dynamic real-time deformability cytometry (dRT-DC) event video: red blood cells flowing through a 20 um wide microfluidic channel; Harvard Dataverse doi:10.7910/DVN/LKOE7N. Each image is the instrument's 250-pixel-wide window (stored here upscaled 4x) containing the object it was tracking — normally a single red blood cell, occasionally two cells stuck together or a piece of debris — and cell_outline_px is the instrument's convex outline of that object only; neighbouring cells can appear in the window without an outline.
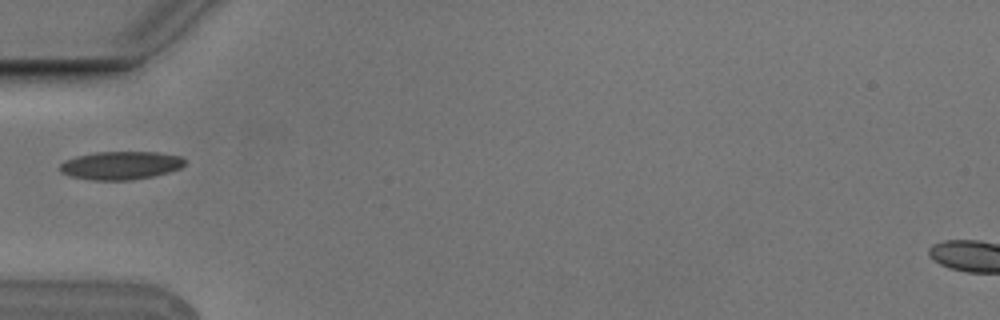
{"species": "Egyptian fruit bat (a non-hibernating species)", "species_latin": "Rousettus aegyptiacus", "temperature_condition": "cold", "stored_images_in_passage": 3, "camera_frame_rate_fps": 3000, "um_per_image_px": 0.085, "animal": {"sex": "male"}, "frame": {"image": 1, "passage_image": 3, "time_ms": 0.667, "image_size_px": [1000, 320], "cell_outline_px": [[184, 164], [180, 168], [168, 172], [152, 176], [132, 180], [92, 180], [72, 176], [60, 172], [60, 164], [64, 160], [76, 156], [96, 152], [156, 152], [180, 156], [184, 160]], "centroid_in_image_um": [10.23, 14.06], "position_along_channel_um": 74.8, "area_um2": 20.4}}